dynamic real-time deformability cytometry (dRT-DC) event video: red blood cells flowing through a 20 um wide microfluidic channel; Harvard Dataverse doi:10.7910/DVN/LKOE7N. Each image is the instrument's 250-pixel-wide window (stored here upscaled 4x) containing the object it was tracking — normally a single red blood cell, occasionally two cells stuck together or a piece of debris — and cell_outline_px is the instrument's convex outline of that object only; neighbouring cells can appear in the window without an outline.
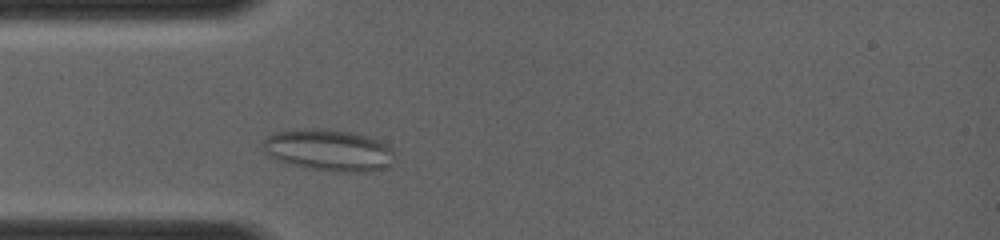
{"species": "common noctule bat (a hibernating species)", "species_latin": "Nyctalus noctula", "temperature_condition": "room temperature", "stored_images_in_passage": 39, "camera_frame_rate_fps": 4000, "um_per_image_px": 0.085, "animal": {"sex": "female", "body_mass_g": 19.0, "forearm_length_mm": 56.7}, "frame": {"image": 1, "passage_image": 7, "time_ms": 1.25, "image_size_px": [1000, 240], "cell_outline_px": [[392, 152], [388, 164], [384, 168], [372, 172], [336, 172], [308, 168], [288, 164], [276, 160], [268, 156], [264, 152], [260, 144], [268, 136], [276, 132], [304, 128], [320, 128], [352, 132], [368, 136], [380, 140], [392, 148]], "centroid_in_image_um": [27.87, 12.76], "position_along_channel_um": 57.1, "area_um2": 32.19}}
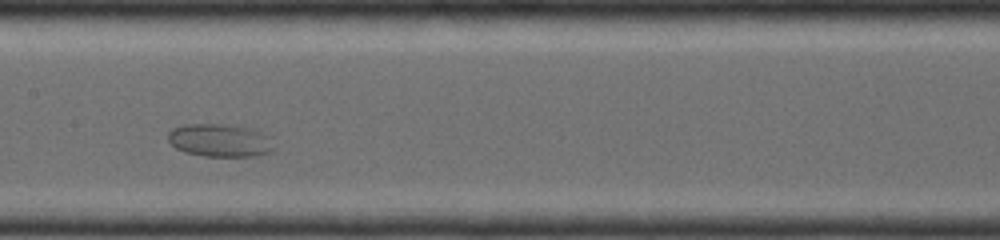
{"frame": {"image": 2, "passage_image": 20, "time_ms": 4.25, "image_size_px": [1000, 240], "cell_outline_px": [[276, 148], [272, 152], [252, 156], [204, 156], [184, 152], [176, 148], [168, 140], [168, 132], [172, 128], [184, 124], [220, 124], [248, 128], [272, 136]], "centroid_in_image_um": [18.72, 11.93], "position_along_channel_um": 188.7, "area_um2": 20.52}}
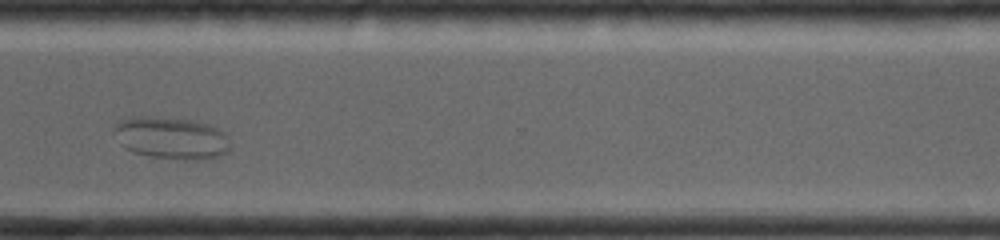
{"frame": {"image": 3, "passage_image": 38, "time_ms": 8.0, "image_size_px": [1000, 240], "cell_outline_px": [[232, 144], [228, 152], [220, 156], [204, 160], [184, 160], [152, 156], [132, 152], [124, 148], [120, 144], [112, 132], [112, 124], [120, 120], [136, 116], [152, 116], [188, 120], [204, 124], [216, 128], [224, 132], [228, 136]], "centroid_in_image_um": [14.53, 11.74], "position_along_channel_um": 356.1, "area_um2": 28.96}}